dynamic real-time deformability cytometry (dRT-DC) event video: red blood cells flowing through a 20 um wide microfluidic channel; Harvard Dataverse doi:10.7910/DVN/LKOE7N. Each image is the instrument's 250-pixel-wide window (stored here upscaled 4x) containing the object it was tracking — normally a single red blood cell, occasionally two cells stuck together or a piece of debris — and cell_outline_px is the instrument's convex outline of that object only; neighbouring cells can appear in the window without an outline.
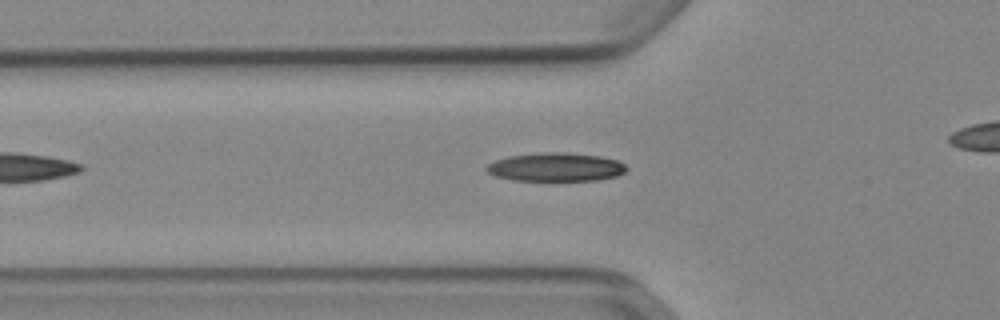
{"species": "Egyptian fruit bat (a non-hibernating species)", "species_latin": "Rousettus aegyptiacus", "temperature_condition": "cold", "stored_images_in_passage": 37, "camera_frame_rate_fps": 3000, "um_per_image_px": 0.085, "animal": {"sex": "female"}, "frame": {"image": 1, "passage_image": 10, "time_ms": 3.0, "image_size_px": [1000, 320], "cell_outline_px": [[628, 168], [624, 172], [616, 176], [596, 180], [512, 180], [496, 176], [488, 172], [484, 168], [488, 164], [496, 160], [508, 156], [544, 152], [564, 152], [600, 156], [616, 160], [624, 164]], "centroid_in_image_um": [47.23, 14.19], "position_along_channel_um": 78.6, "area_um2": 23.12}}
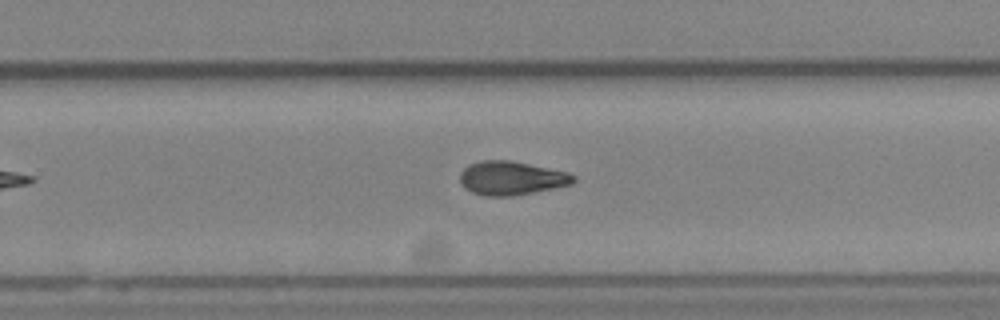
{"frame": {"image": 2, "passage_image": 26, "time_ms": 8.333, "image_size_px": [1000, 320], "cell_outline_px": [[576, 180], [572, 184], [556, 188], [512, 196], [484, 196], [472, 192], [464, 188], [460, 184], [460, 172], [468, 164], [480, 160], [508, 160], [568, 172], [576, 176]], "centroid_in_image_um": [43.45, 15.14], "position_along_channel_um": 286.4, "area_um2": 22.48}}
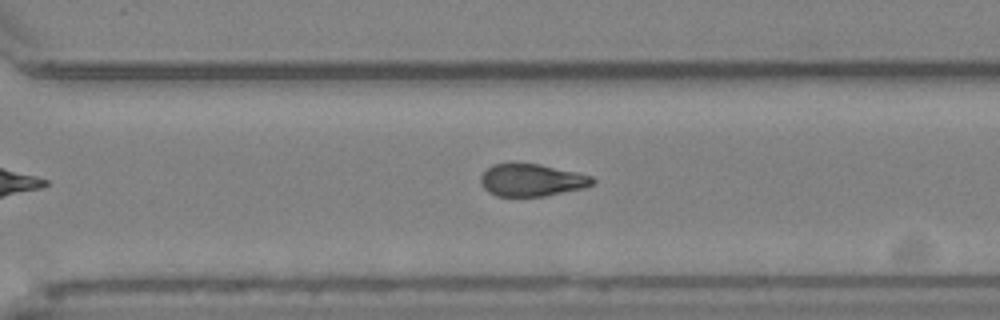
{"frame": {"image": 3, "passage_image": 29, "time_ms": 9.333, "image_size_px": [1000, 320], "cell_outline_px": [[596, 180], [592, 184], [584, 188], [544, 196], [496, 196], [488, 192], [480, 184], [480, 176], [492, 164], [512, 160], [540, 164], [576, 172], [592, 176]], "centroid_in_image_um": [45.14, 15.27], "position_along_channel_um": 325.5, "area_um2": 21.68}}